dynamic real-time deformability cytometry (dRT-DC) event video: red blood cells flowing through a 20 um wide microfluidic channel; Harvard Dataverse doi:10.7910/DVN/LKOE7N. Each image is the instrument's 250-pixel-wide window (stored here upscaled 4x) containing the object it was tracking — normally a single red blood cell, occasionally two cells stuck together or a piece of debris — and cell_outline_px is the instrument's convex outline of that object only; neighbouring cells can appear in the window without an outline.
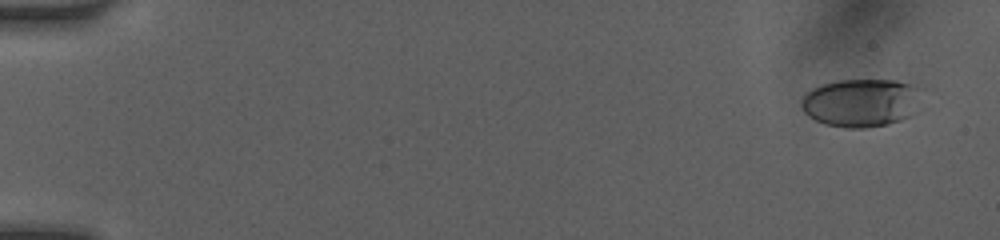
{"species": "human", "species_latin": "Homo sapiens", "temperature_condition": "room temperature", "stored_images_in_passage": 28, "camera_frame_rate_fps": 3000, "um_per_image_px": 0.085, "donor": {"sex": "female"}, "frame": {"image": 1, "passage_image": 2, "time_ms": 0.667, "image_size_px": [1000, 240], "cell_outline_px": [[924, 88], [920, 112], [912, 116], [888, 124], [864, 128], [844, 128], [824, 124], [808, 116], [804, 112], [800, 104], [804, 96], [812, 88], [836, 80], [896, 80], [912, 84]], "centroid_in_image_um": [73.31, 8.73], "position_along_channel_um": 11.7, "area_um2": 34.74}}
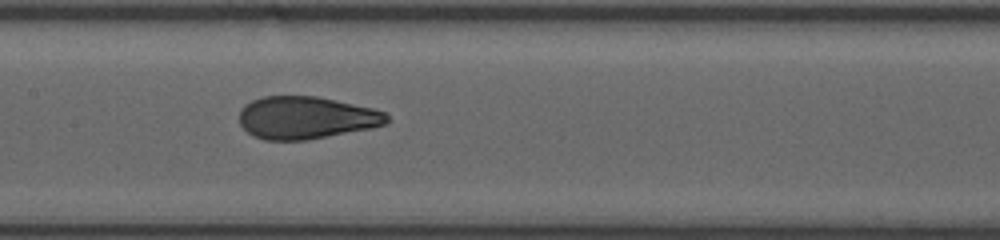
{"frame": {"image": 2, "passage_image": 16, "time_ms": 8.667, "image_size_px": [1000, 240], "cell_outline_px": [[388, 124], [372, 128], [308, 140], [264, 140], [248, 132], [240, 124], [240, 108], [244, 104], [252, 100], [264, 96], [316, 96], [372, 108], [384, 112], [388, 116]], "centroid_in_image_um": [26.02, 10.01], "position_along_channel_um": 181.4, "area_um2": 36.53}}
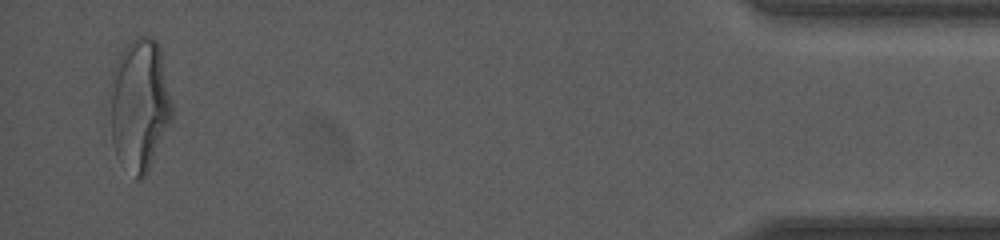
{"frame": {"image": 3, "passage_image": 28, "time_ms": 16.333, "image_size_px": [1000, 240], "cell_outline_px": [[172, 120], [144, 176], [140, 180], [136, 180], [116, 156], [112, 140], [112, 72], [116, 60], [128, 44], [136, 36], [152, 36], [160, 44], [172, 108]], "centroid_in_image_um": [11.88, 8.88], "position_along_channel_um": 423.3, "area_um2": 47.05}, "authors_computed_cell_mechanics": {"area_um2": 36.992, "velocity_mm_per_s": 4.1145, "shape_relaxation_time_tau1_ms": 5.0418, "shape_relaxation_time_tau2_ms": null, "deformation_change_tau1": 0.1895, "deformation_change_tau2": null}}